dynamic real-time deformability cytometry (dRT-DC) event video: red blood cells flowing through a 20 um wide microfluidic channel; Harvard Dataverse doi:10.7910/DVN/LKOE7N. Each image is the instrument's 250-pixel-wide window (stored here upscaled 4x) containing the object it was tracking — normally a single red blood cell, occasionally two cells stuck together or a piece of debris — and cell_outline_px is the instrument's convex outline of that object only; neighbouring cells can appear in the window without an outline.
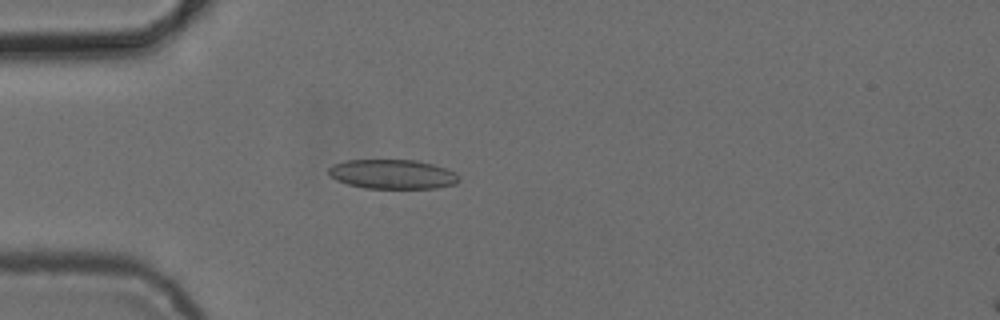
{"species": "common noctule bat (a hibernating species)", "species_latin": "Nyctalus noctula", "temperature_condition": "cold", "stored_images_in_passage": 2, "camera_frame_rate_fps": 3000, "um_per_image_px": 0.085, "animal": {"sex": "female", "body_mass_g": 24.6, "forearm_length_mm": 56.2}, "frame": {"image": 1, "passage_image": 2, "time_ms": 1.333, "image_size_px": [1000, 320], "cell_outline_px": [[460, 180], [456, 184], [436, 188], [364, 188], [348, 184], [336, 180], [328, 176], [328, 168], [332, 164], [344, 160], [416, 160], [432, 164], [456, 172], [460, 176]], "centroid_in_image_um": [33.34, 14.8], "position_along_channel_um": 51.7, "area_um2": 22.54}}